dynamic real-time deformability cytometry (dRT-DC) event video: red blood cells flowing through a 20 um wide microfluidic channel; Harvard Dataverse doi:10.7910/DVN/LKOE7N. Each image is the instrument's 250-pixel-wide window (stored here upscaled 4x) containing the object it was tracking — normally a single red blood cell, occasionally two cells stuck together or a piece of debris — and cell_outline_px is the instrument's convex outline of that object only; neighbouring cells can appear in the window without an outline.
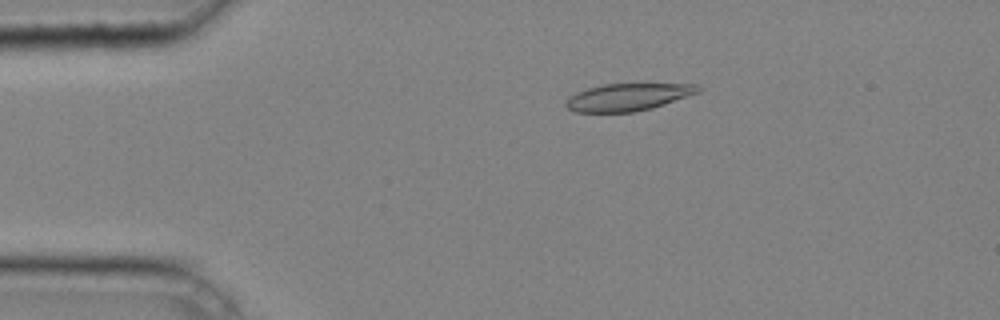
{"species": "common noctule bat (a hibernating species)", "species_latin": "Nyctalus noctula", "temperature_condition": "cold", "stored_images_in_passage": 42, "camera_frame_rate_fps": 3000, "um_per_image_px": 0.085, "animal": {"sex": "male", "body_mass_g": 20.4}, "frame": {"image": 1, "passage_image": 9, "time_ms": 2.667, "image_size_px": [1000, 320], "cell_outline_px": [[704, 88], [700, 92], [652, 108], [632, 112], [572, 112], [564, 104], [568, 96], [576, 92], [588, 88], [604, 84], [696, 84]], "centroid_in_image_um": [53.36, 8.25], "position_along_channel_um": 31.6, "area_um2": 21.1}}
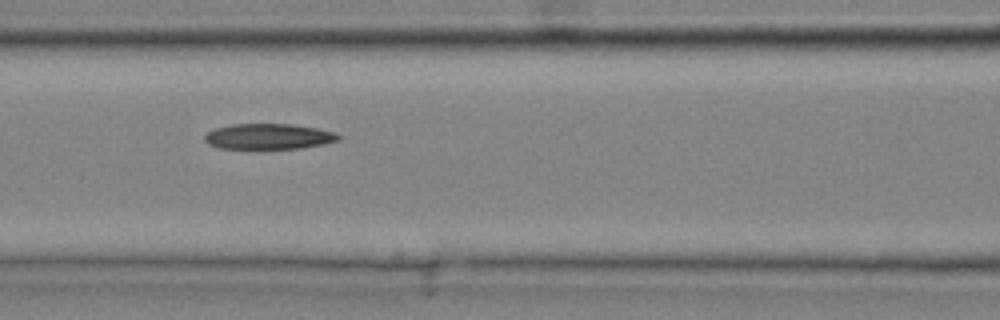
{"frame": {"image": 2, "passage_image": 20, "time_ms": 6.333, "image_size_px": [1000, 320], "cell_outline_px": [[340, 140], [324, 144], [300, 148], [220, 148], [208, 144], [204, 140], [204, 136], [208, 132], [216, 128], [232, 124], [292, 124], [316, 128], [332, 132], [340, 136]], "centroid_in_image_um": [22.82, 11.6], "position_along_channel_um": 143.8, "area_um2": 19.71}}
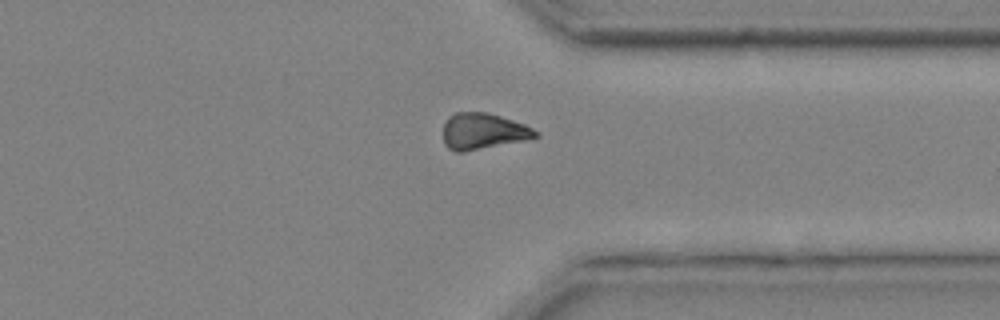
{"frame": {"image": 3, "passage_image": 36, "time_ms": 11.667, "image_size_px": [1000, 320], "cell_outline_px": [[540, 136], [524, 140], [464, 152], [456, 152], [448, 148], [444, 144], [444, 124], [448, 116], [456, 112], [488, 112], [524, 124], [532, 128]], "centroid_in_image_um": [41.03, 11.15], "position_along_channel_um": 370.4, "area_um2": 19.36}, "authors_computed_cell_mechanics": {"area_um2": 20.5768, "velocity_mm_per_s": 4.2638, "shape_relaxation_time_tau1_ms": 7.7573, "shape_relaxation_time_tau2_ms": null, "deformation_change_tau1": 0.152, "deformation_change_tau2": null}}